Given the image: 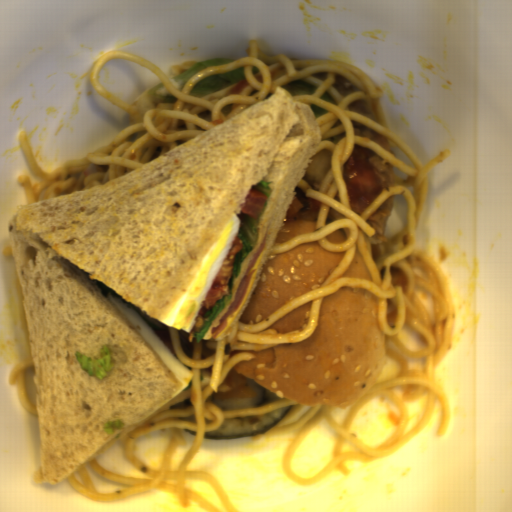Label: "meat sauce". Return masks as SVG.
<instances>
[{
    "label": "meat sauce",
    "mask_w": 512,
    "mask_h": 512,
    "mask_svg": "<svg viewBox=\"0 0 512 512\" xmlns=\"http://www.w3.org/2000/svg\"><path fill=\"white\" fill-rule=\"evenodd\" d=\"M251 396H256L255 388L243 381L240 372L231 371L222 380L212 399L213 401L240 400Z\"/></svg>",
    "instance_id": "meat-sauce-1"
}]
</instances>
